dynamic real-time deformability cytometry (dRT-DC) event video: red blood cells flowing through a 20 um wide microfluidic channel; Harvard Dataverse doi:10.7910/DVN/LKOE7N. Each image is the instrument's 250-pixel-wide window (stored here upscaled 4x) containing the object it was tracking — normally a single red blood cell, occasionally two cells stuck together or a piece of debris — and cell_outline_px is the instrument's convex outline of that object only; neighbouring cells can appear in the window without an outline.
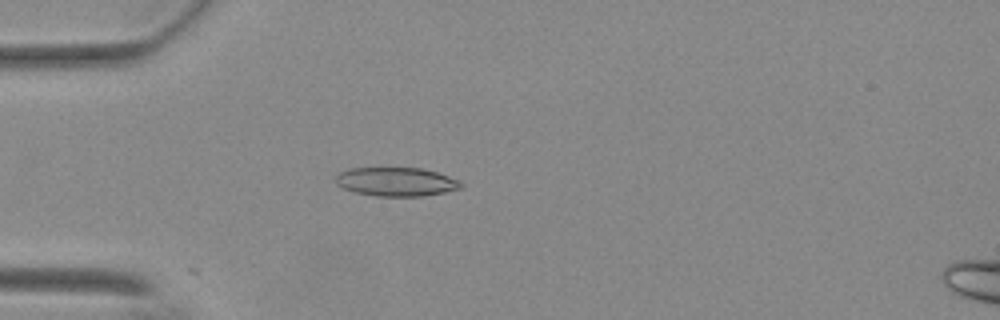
{"species": "Egyptian fruit bat (a non-hibernating species)", "species_latin": "Rousettus aegyptiacus", "temperature_condition": "warm", "stored_images_in_passage": 36, "camera_frame_rate_fps": 3000, "um_per_image_px": 0.085, "animal": {"sex": "female"}, "frame": {"image": 1, "passage_image": 17, "time_ms": 5.333, "image_size_px": [1000, 320], "cell_outline_px": [[464, 184], [460, 188], [444, 192], [420, 196], [376, 196], [356, 192], [344, 188], [336, 184], [336, 176], [340, 172], [352, 168], [420, 168], [436, 172], [460, 180]], "centroid_in_image_um": [33.69, 15.45], "position_along_channel_um": 51.3, "area_um2": 20.81}}
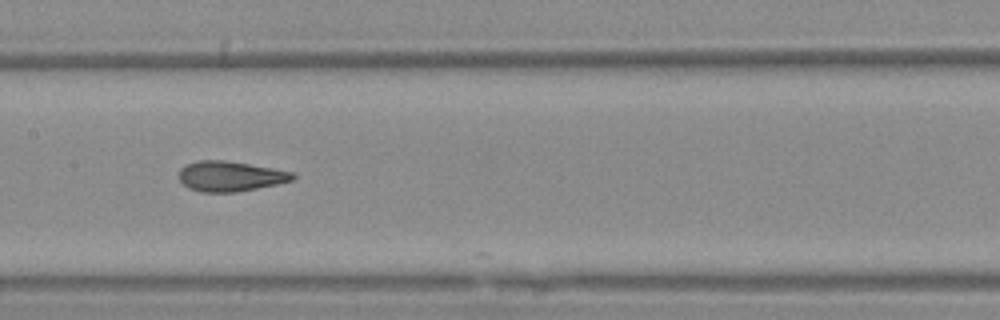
{"frame": {"image": 2, "passage_image": 29, "time_ms": 9.333, "image_size_px": [1000, 320], "cell_outline_px": [[296, 176], [292, 180], [276, 184], [236, 192], [200, 192], [188, 188], [180, 180], [180, 168], [196, 160], [224, 160], [272, 168], [292, 172]], "centroid_in_image_um": [19.54, 14.98], "position_along_channel_um": 187.9, "area_um2": 19.77}}
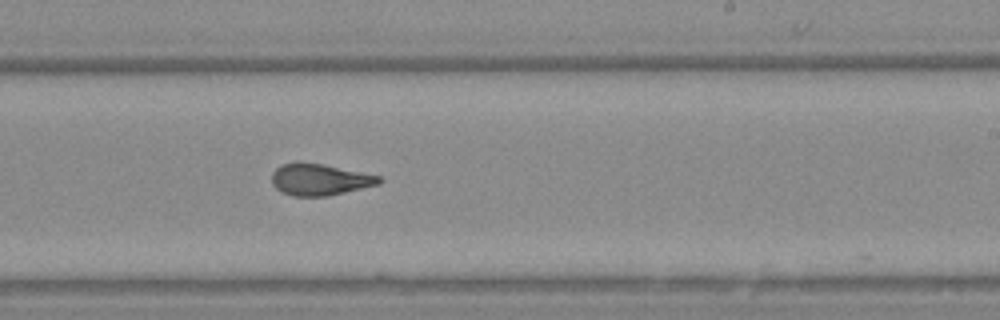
{"frame": {"image": 3, "passage_image": 35, "time_ms": 11.333, "image_size_px": [1000, 320], "cell_outline_px": [[384, 180], [380, 184], [328, 196], [292, 196], [280, 192], [272, 184], [272, 172], [280, 164], [296, 160], [324, 164], [380, 176]], "centroid_in_image_um": [27.14, 15.24], "position_along_channel_um": 261.9, "area_um2": 20.17}}